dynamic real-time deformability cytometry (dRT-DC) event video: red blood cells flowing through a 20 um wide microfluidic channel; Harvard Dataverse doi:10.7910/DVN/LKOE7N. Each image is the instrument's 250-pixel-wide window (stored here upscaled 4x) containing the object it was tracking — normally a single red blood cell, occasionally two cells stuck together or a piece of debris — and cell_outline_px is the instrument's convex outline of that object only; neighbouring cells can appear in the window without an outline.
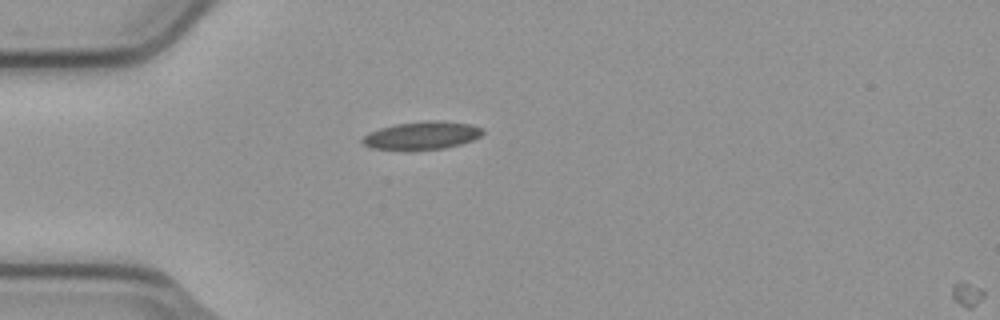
{"species": "common noctule bat (a hibernating species)", "species_latin": "Nyctalus noctula", "temperature_condition": "cold", "stored_images_in_passage": 2, "camera_frame_rate_fps": 3000, "um_per_image_px": 0.085, "animal": {"sex": "male", "body_mass_g": 23.1, "forearm_length_mm": 52.7}, "frame": {"image": 1, "passage_image": 1, "time_ms": 0.0, "image_size_px": [1000, 320], "cell_outline_px": [[484, 132], [480, 136], [472, 140], [460, 144], [444, 148], [372, 148], [364, 144], [360, 140], [368, 132], [380, 128], [396, 124], [428, 120], [436, 120], [472, 124], [484, 128]], "centroid_in_image_um": [35.91, 11.47], "position_along_channel_um": 49.1, "area_um2": 19.07}}